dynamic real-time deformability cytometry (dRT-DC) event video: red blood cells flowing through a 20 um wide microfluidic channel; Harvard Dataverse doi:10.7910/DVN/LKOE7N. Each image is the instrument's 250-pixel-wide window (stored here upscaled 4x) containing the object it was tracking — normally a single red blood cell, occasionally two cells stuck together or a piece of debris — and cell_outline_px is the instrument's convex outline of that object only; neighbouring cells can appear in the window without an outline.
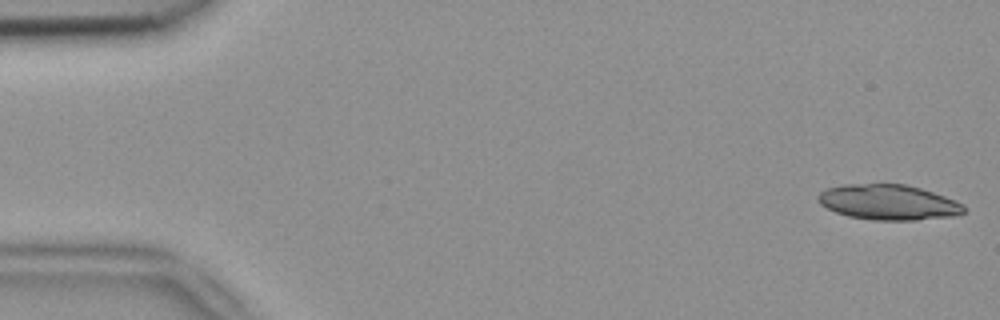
{"species": "common noctule bat (a hibernating species)", "species_latin": "Nyctalus noctula", "temperature_condition": "room temperature", "stored_images_in_passage": 11, "camera_frame_rate_fps": 3000, "um_per_image_px": 0.085, "animal": {"sex": "female", "body_mass_g": 18.4}, "frame": {"image": 1, "passage_image": 1, "time_ms": 0.0, "image_size_px": [1000, 320], "cell_outline_px": [[968, 208], [964, 212], [952, 216], [916, 220], [872, 220], [848, 216], [836, 212], [820, 204], [816, 200], [816, 196], [820, 192], [828, 188], [844, 184], [908, 184], [944, 196], [964, 204]], "centroid_in_image_um": [75.51, 17.19], "position_along_channel_um": 9.5, "area_um2": 30.06}}